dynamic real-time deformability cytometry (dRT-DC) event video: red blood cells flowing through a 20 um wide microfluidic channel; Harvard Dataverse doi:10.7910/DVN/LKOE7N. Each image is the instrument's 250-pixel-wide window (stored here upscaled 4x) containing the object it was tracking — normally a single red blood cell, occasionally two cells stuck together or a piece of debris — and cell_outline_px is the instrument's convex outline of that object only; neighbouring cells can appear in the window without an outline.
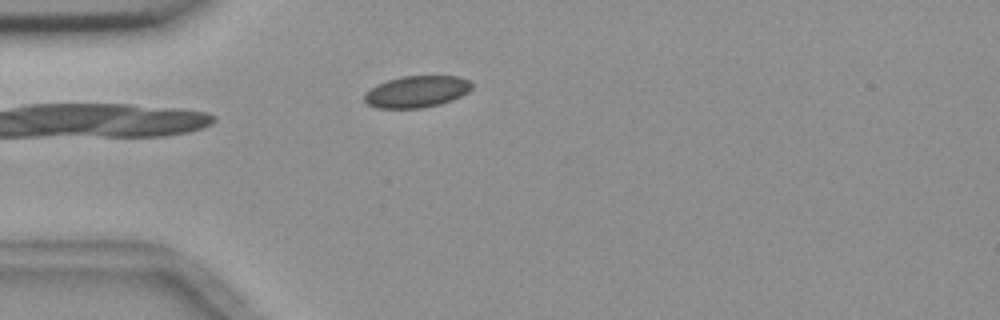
{"species": "common noctule bat (a hibernating species)", "species_latin": "Nyctalus noctula", "temperature_condition": "room temperature", "stored_images_in_passage": 3, "camera_frame_rate_fps": 3000, "um_per_image_px": 0.085, "animal": {"sex": "female", "body_mass_g": 18.4}, "frame": {"image": 1, "passage_image": 3, "time_ms": 3.0, "image_size_px": [1000, 320], "cell_outline_px": [[472, 88], [468, 92], [452, 100], [440, 104], [420, 108], [376, 108], [368, 104], [364, 100], [364, 92], [376, 84], [388, 80], [404, 76], [460, 76], [468, 80], [472, 84]], "centroid_in_image_um": [35.4, 7.79], "position_along_channel_um": 49.6, "area_um2": 19.88}}